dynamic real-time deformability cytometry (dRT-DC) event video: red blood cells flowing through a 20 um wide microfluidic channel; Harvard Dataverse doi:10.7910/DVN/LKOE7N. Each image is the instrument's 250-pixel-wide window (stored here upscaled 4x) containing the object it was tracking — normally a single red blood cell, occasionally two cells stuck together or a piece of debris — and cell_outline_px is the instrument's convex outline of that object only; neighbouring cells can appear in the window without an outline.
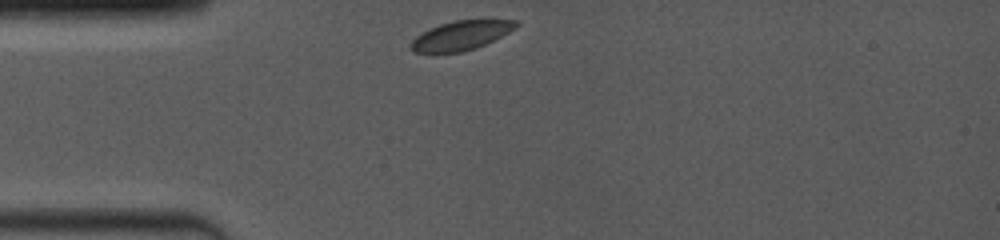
{"species": "common noctule bat (a hibernating species)", "species_latin": "Nyctalus noctula", "temperature_condition": "room temperature", "stored_images_in_passage": 33, "camera_frame_rate_fps": 4000, "um_per_image_px": 0.085, "animal": {"sex": "female", "body_mass_g": 19.0, "forearm_length_mm": 53.3}, "frame": {"image": 1, "passage_image": 1, "time_ms": 0.0, "image_size_px": [1000, 240], "cell_outline_px": [[520, 24], [516, 28], [476, 48], [460, 52], [412, 52], [408, 48], [408, 44], [416, 36], [440, 24], [452, 20], [516, 20]], "centroid_in_image_um": [39.15, 3.01], "position_along_channel_um": 45.9, "area_um2": 17.69}}
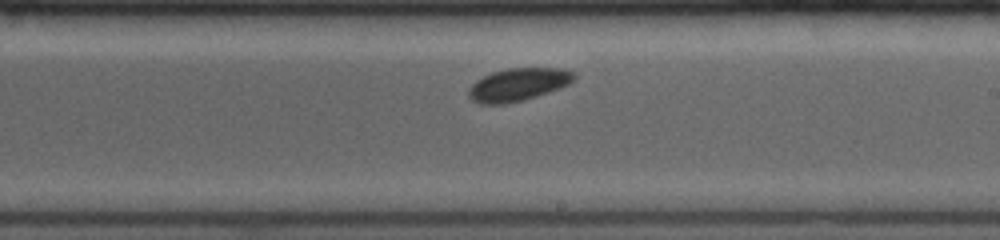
{"frame": {"image": 2, "passage_image": 19, "time_ms": 5.5, "image_size_px": [1000, 240], "cell_outline_px": [[576, 76], [568, 84], [560, 88], [524, 100], [504, 104], [480, 104], [472, 100], [468, 96], [468, 88], [476, 80], [492, 72], [508, 68], [564, 68], [576, 72]], "centroid_in_image_um": [44.04, 7.18], "position_along_channel_um": 245.0, "area_um2": 20.23}}
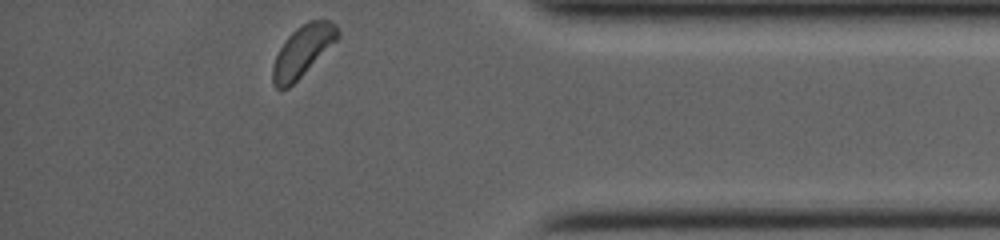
{"frame": {"image": 3, "passage_image": 33, "time_ms": 10.0, "image_size_px": [1000, 240], "cell_outline_px": [[340, 36], [288, 88], [280, 92], [272, 84], [272, 68], [276, 56], [280, 48], [288, 36], [296, 28], [308, 20], [332, 20], [336, 24], [340, 32]], "centroid_in_image_um": [25.7, 4.33], "position_along_channel_um": 409.5, "area_um2": 19.02}, "authors_computed_cell_mechanics": {"area_um2": 19.652, "velocity_mm_per_s": 3.9469, "shape_relaxation_time_tau1_ms": 0.3104, "shape_relaxation_time_tau2_ms": null, "deformation_change_tau1": 0.0256, "deformation_change_tau2": null}}